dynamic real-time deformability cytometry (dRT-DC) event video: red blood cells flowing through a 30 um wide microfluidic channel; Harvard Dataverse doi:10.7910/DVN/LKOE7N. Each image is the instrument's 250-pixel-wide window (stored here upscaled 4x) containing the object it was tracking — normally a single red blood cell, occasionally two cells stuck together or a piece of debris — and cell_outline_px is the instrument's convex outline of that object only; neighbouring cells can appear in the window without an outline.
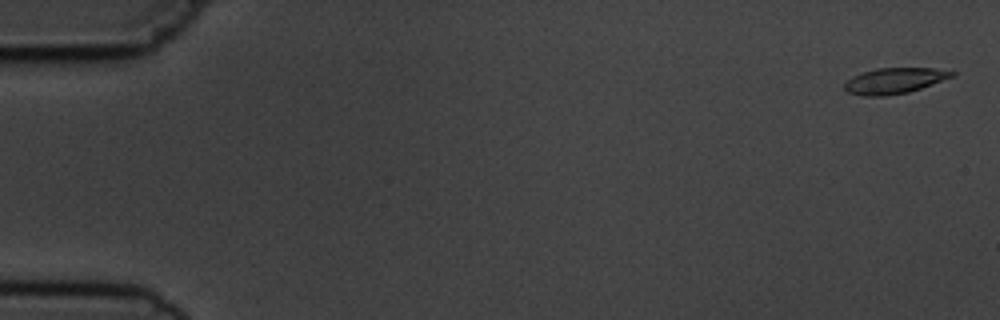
{"species": "common noctule bat (a hibernating species)", "species_latin": "Nyctalus noctula", "temperature_condition": "cold", "stored_images_in_passage": 6, "camera_frame_rate_fps": 3000, "um_per_image_px": 0.085, "animal": {"sex": "male", "body_mass_g": 19.5, "forearm_length_mm": 54.6}, "frame": {"image": 1, "passage_image": 1, "time_ms": 0.0, "image_size_px": [1000, 320], "cell_outline_px": [[956, 76], [908, 92], [884, 96], [864, 96], [848, 92], [844, 88], [844, 84], [852, 76], [876, 68], [932, 68], [956, 72]], "centroid_in_image_um": [76.03, 6.86], "position_along_channel_um": 9.0, "area_um2": 16.01}}
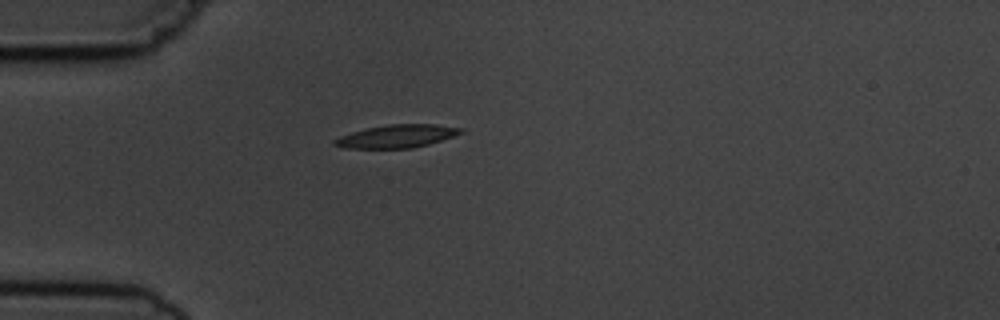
{"frame": {"image": 2, "passage_image": 5, "time_ms": 4.667, "image_size_px": [1000, 320], "cell_outline_px": [[464, 132], [428, 144], [412, 148], [344, 148], [332, 144], [332, 140], [340, 136], [352, 132], [368, 128], [388, 124], [436, 124], [464, 128]], "centroid_in_image_um": [33.72, 11.57], "position_along_channel_um": 51.3, "area_um2": 16.82}}